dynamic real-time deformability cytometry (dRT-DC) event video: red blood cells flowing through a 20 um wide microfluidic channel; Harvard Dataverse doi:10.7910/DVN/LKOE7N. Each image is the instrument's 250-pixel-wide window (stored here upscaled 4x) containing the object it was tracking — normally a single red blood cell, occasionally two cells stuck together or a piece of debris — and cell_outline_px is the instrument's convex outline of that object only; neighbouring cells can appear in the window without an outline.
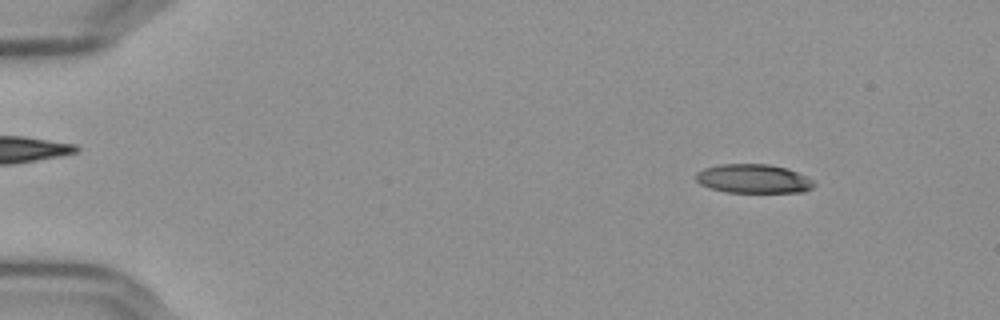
{"species": "Egyptian fruit bat (a non-hibernating species)", "species_latin": "Rousettus aegyptiacus", "temperature_condition": "cold", "stored_images_in_passage": 55, "camera_frame_rate_fps": 3000, "um_per_image_px": 0.085, "frame": {"image": 1, "passage_image": 6, "time_ms": 1.667, "image_size_px": [1000, 320], "cell_outline_px": [[816, 184], [812, 188], [804, 192], [728, 192], [708, 188], [700, 184], [696, 180], [696, 172], [704, 168], [720, 164], [768, 164], [788, 168], [816, 180]], "centroid_in_image_um": [64.07, 15.19], "position_along_channel_um": 20.9, "area_um2": 20.17}}
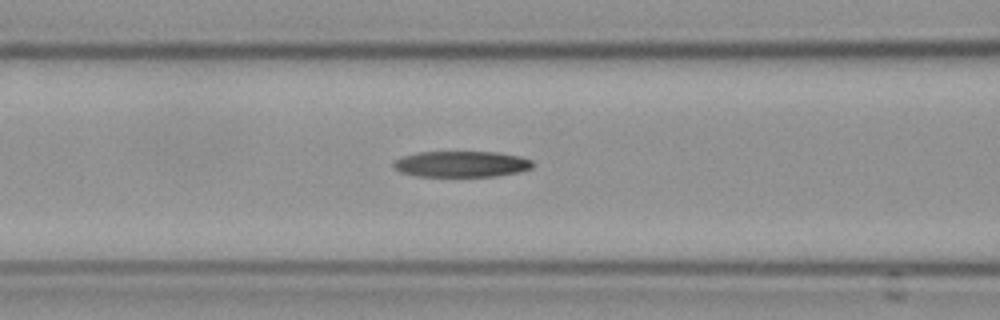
{"frame": {"image": 2, "passage_image": 23, "time_ms": 7.333, "image_size_px": [1000, 320], "cell_outline_px": [[532, 168], [520, 172], [496, 176], [416, 176], [400, 172], [392, 168], [392, 164], [396, 160], [404, 156], [420, 152], [496, 152], [520, 156], [532, 160]], "centroid_in_image_um": [39.22, 13.95], "position_along_channel_um": 127.4, "area_um2": 21.1}}
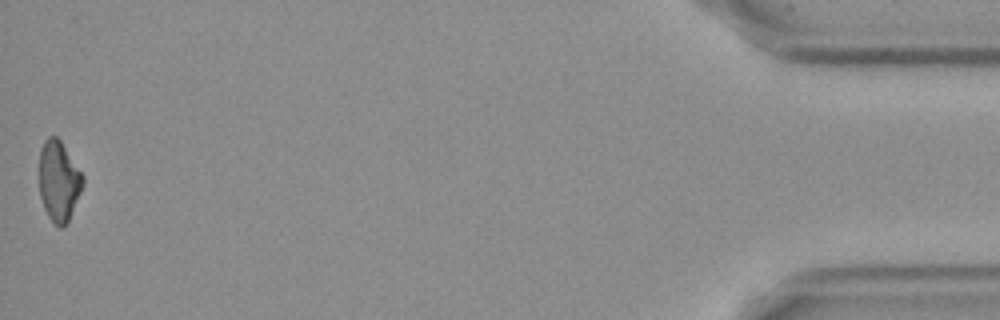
{"frame": {"image": 3, "passage_image": 55, "time_ms": 18.0, "image_size_px": [1000, 320], "cell_outline_px": [[84, 184], [68, 220], [60, 228], [48, 216], [44, 208], [40, 196], [40, 148], [44, 140], [48, 136], [56, 136], [60, 140], [84, 176]], "centroid_in_image_um": [4.99, 15.35], "position_along_channel_um": 430.2, "area_um2": 20.11}}